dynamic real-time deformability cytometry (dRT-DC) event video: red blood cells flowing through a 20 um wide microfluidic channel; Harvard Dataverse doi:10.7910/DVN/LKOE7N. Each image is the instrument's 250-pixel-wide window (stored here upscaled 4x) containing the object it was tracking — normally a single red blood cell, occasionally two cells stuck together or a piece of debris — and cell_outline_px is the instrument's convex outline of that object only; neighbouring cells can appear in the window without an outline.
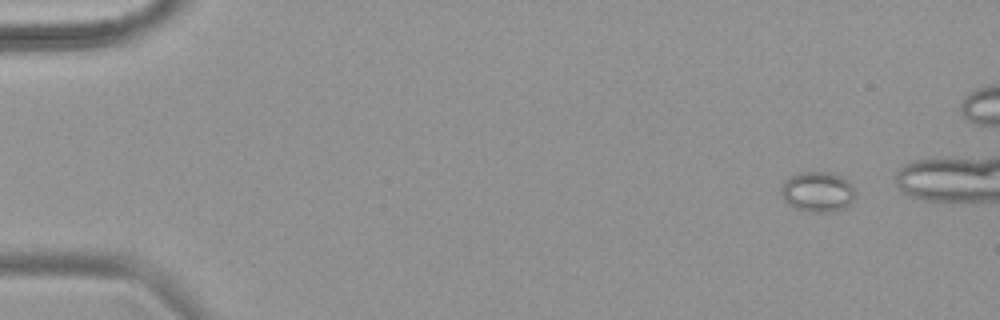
{"species": "common noctule bat (a hibernating species)", "species_latin": "Nyctalus noctula", "temperature_condition": "warm", "stored_images_in_passage": 51, "camera_frame_rate_fps": 3000, "um_per_image_px": 0.085, "animal": {"sex": "female", "body_mass_g": 18.4}, "frame": {"image": 1, "passage_image": 1, "time_ms": 0.0, "image_size_px": [1000, 320], "cell_outline_px": [[852, 196], [848, 204], [844, 208], [828, 212], [808, 212], [796, 208], [788, 204], [784, 200], [780, 188], [784, 180], [800, 172], [824, 172], [840, 176], [852, 184]], "centroid_in_image_um": [69.43, 16.3], "position_along_channel_um": 15.6, "area_um2": 16.99}}